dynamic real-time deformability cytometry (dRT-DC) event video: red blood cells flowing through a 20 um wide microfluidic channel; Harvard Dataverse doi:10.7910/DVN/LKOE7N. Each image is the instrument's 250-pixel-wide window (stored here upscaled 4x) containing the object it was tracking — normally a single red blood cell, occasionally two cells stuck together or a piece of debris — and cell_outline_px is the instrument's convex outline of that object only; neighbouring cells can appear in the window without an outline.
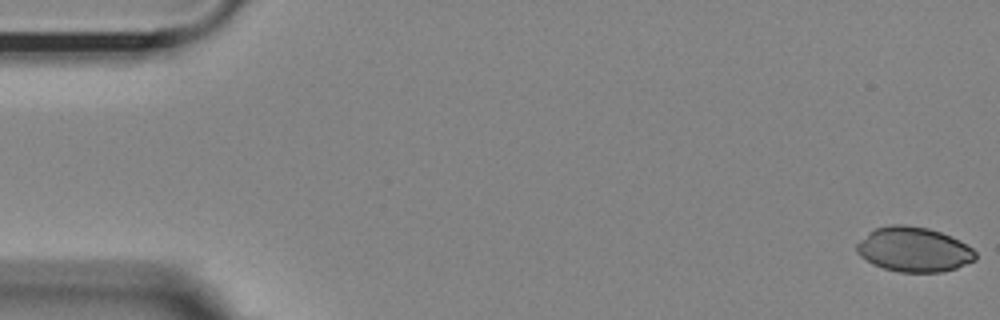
{"species": "Egyptian fruit bat (a non-hibernating species)", "species_latin": "Rousettus aegyptiacus", "temperature_condition": "room temperature", "stored_images_in_passage": 55, "camera_frame_rate_fps": 3000, "um_per_image_px": 0.085, "animal": {"sex": "female"}, "frame": {"image": 1, "passage_image": 1, "time_ms": 0.0, "image_size_px": [1000, 320], "cell_outline_px": [[976, 260], [956, 268], [940, 272], [900, 272], [884, 268], [872, 264], [860, 256], [856, 252], [856, 244], [868, 232], [876, 228], [892, 224], [904, 224], [928, 228], [940, 232], [960, 240], [972, 248], [976, 252]], "centroid_in_image_um": [77.66, 21.2], "position_along_channel_um": 7.3, "area_um2": 31.04}}
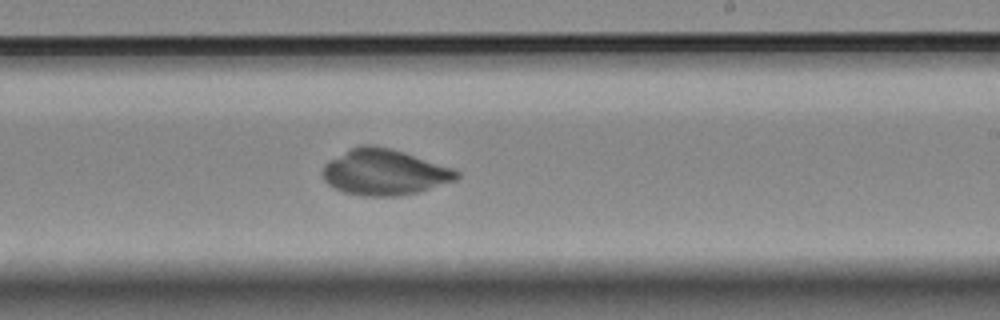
{"frame": {"image": 2, "passage_image": 33, "time_ms": 10.667, "image_size_px": [1000, 320], "cell_outline_px": [[460, 176], [456, 180], [416, 192], [396, 196], [364, 196], [344, 192], [332, 188], [324, 180], [320, 172], [324, 164], [328, 160], [360, 144], [372, 144], [404, 152], [452, 168], [460, 172]], "centroid_in_image_um": [32.62, 14.63], "position_along_channel_um": 256.4, "area_um2": 35.78}}
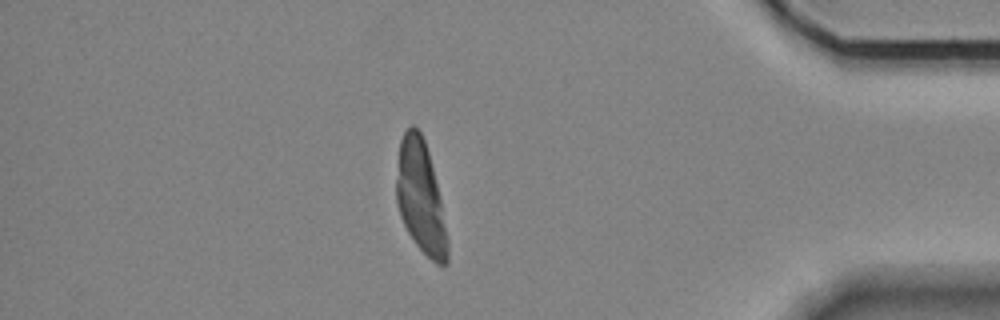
{"frame": {"image": 3, "passage_image": 48, "time_ms": 15.667, "image_size_px": [1000, 320], "cell_outline_px": [[448, 264], [436, 264], [416, 244], [408, 232], [400, 216], [396, 200], [396, 180], [400, 140], [404, 132], [412, 124], [420, 132], [424, 140], [428, 152], [440, 200], [448, 240]], "centroid_in_image_um": [35.74, 16.78], "position_along_channel_um": 399.5, "area_um2": 32.83}}